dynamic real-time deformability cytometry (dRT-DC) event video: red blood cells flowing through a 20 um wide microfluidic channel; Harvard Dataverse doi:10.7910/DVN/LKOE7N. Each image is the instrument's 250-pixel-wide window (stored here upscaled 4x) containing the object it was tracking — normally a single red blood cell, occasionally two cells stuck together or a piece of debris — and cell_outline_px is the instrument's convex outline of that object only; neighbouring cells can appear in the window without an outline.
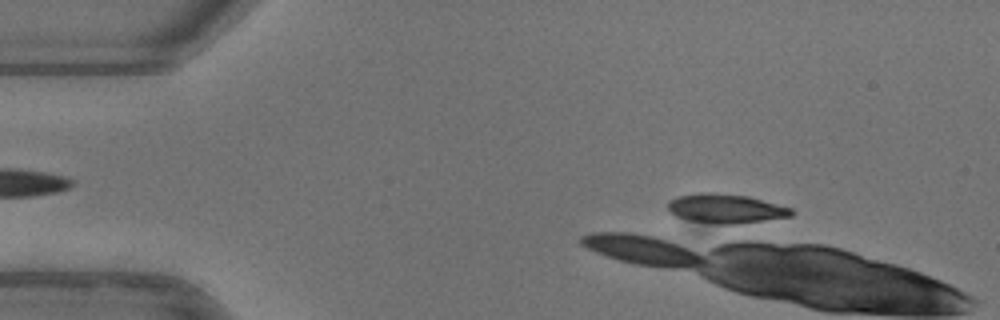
{"species": "common noctule bat (a hibernating species)", "species_latin": "Nyctalus noctula", "temperature_condition": "warm", "stored_images_in_passage": 6, "camera_frame_rate_fps": 3000, "um_per_image_px": 0.085, "animal": {"sex": "female"}, "frame": {"image": 1, "passage_image": 6, "time_ms": 1.667, "image_size_px": [1000, 320], "cell_outline_px": [[792, 216], [752, 224], [716, 224], [688, 220], [676, 216], [668, 208], [668, 200], [676, 196], [700, 192], [716, 192], [748, 196], [792, 208]], "centroid_in_image_um": [61.71, 17.74], "position_along_channel_um": 23.3, "area_um2": 21.56}}